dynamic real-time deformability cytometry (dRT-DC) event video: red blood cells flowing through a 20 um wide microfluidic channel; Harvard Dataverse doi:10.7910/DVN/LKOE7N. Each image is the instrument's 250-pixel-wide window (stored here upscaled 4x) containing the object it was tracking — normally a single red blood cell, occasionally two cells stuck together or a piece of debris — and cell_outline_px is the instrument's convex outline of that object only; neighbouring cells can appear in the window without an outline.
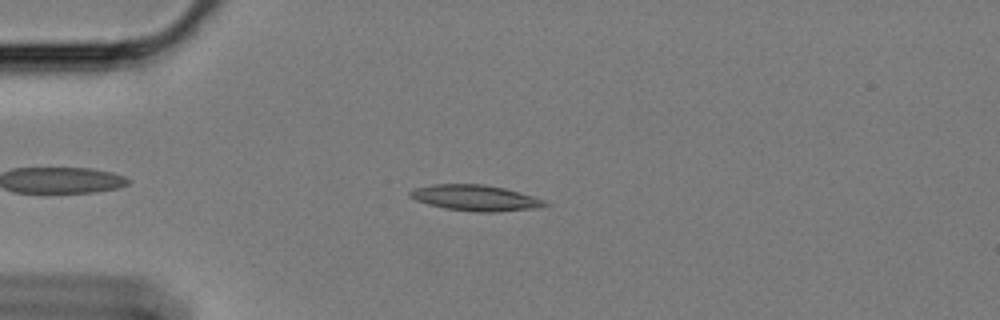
{"species": "Egyptian fruit bat (a non-hibernating species)", "species_latin": "Rousettus aegyptiacus", "temperature_condition": "cold", "stored_images_in_passage": 52, "camera_frame_rate_fps": 3000, "um_per_image_px": 0.085, "animal": {"sex": "female"}, "frame": {"image": 1, "passage_image": 8, "time_ms": 2.333, "image_size_px": [1000, 320], "cell_outline_px": [[552, 204], [540, 208], [496, 212], [476, 212], [444, 208], [428, 204], [416, 200], [408, 196], [408, 192], [416, 188], [432, 184], [484, 184], [504, 188], [532, 196], [544, 200]], "centroid_in_image_um": [40.43, 16.83], "position_along_channel_um": 44.6, "area_um2": 20.4}}
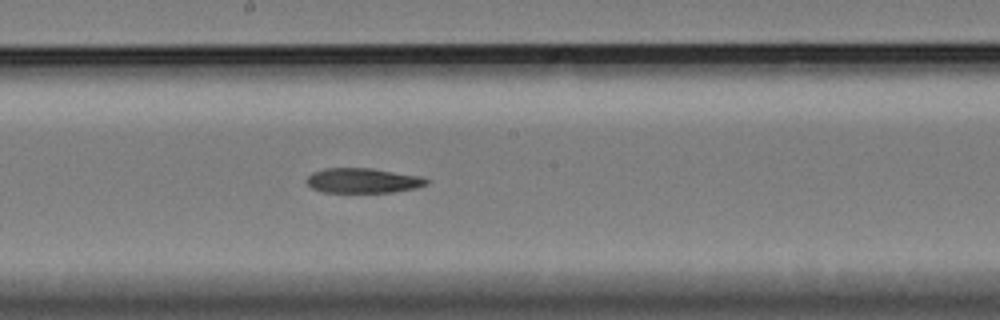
{"frame": {"image": 2, "passage_image": 25, "time_ms": 8.0, "image_size_px": [1000, 320], "cell_outline_px": [[428, 184], [416, 188], [392, 192], [324, 192], [312, 188], [304, 180], [312, 172], [324, 168], [372, 168], [420, 176], [428, 180]], "centroid_in_image_um": [30.82, 15.34], "position_along_channel_um": 217.4, "area_um2": 17.4}}
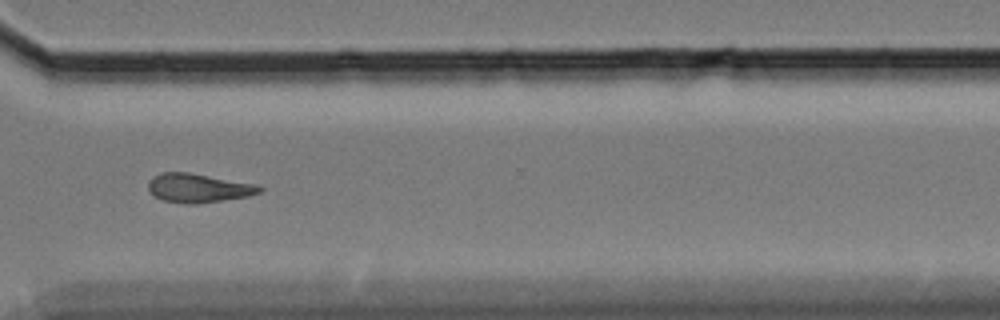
{"frame": {"image": 3, "passage_image": 37, "time_ms": 12.0, "image_size_px": [1000, 320], "cell_outline_px": [[264, 188], [260, 192], [248, 196], [196, 204], [188, 204], [164, 200], [156, 196], [148, 188], [148, 180], [152, 176], [160, 172], [188, 172], [256, 184]], "centroid_in_image_um": [16.85, 15.97], "position_along_channel_um": 353.8, "area_um2": 18.61}}